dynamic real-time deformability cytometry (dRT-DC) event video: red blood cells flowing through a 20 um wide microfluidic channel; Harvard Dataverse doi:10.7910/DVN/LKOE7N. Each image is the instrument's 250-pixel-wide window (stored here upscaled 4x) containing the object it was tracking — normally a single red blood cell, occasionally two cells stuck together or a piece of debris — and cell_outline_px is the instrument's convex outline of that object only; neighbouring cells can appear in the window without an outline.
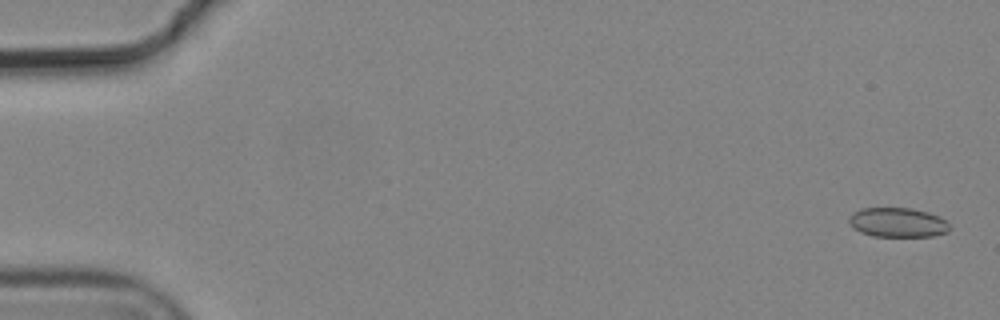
{"species": "common noctule bat (a hibernating species)", "species_latin": "Nyctalus noctula", "temperature_condition": "cold", "stored_images_in_passage": 7, "camera_frame_rate_fps": 3000, "um_per_image_px": 0.085, "animal": {"sex": "male", "body_mass_g": 19.2, "forearm_length_mm": 51.8}, "frame": {"image": 1, "passage_image": 1, "time_ms": 0.0, "image_size_px": [1000, 320], "cell_outline_px": [[952, 228], [948, 232], [932, 236], [872, 236], [860, 232], [848, 220], [852, 212], [860, 208], [912, 208], [928, 212], [940, 216]], "centroid_in_image_um": [76.33, 18.9], "position_along_channel_um": 8.7, "area_um2": 17.28}}
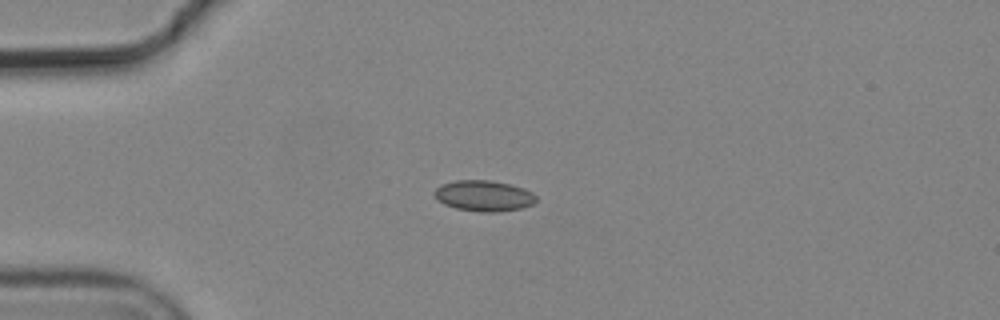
{"frame": {"image": 2, "passage_image": 5, "time_ms": 1.333, "image_size_px": [1000, 320], "cell_outline_px": [[536, 200], [532, 204], [520, 208], [496, 212], [480, 212], [456, 208], [444, 204], [436, 200], [432, 192], [440, 184], [456, 180], [492, 180], [524, 188], [532, 192], [536, 196]], "centroid_in_image_um": [41.07, 16.63], "position_along_channel_um": 43.9, "area_um2": 18.38}}
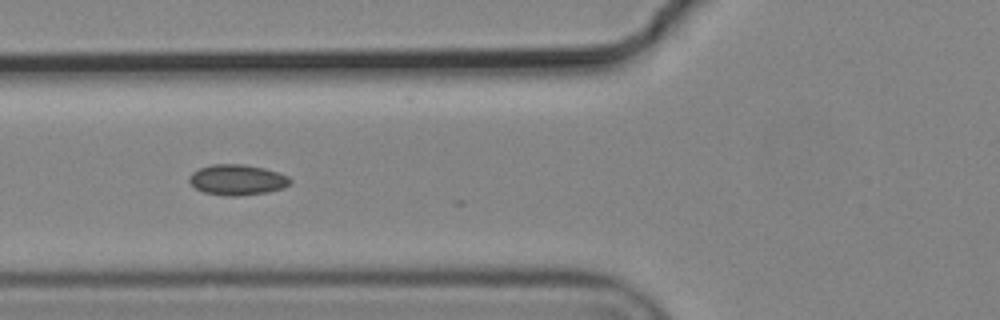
{"frame": {"image": 3, "passage_image": 7, "time_ms": 2.0, "image_size_px": [1000, 320], "cell_outline_px": [[292, 180], [284, 188], [268, 192], [236, 196], [224, 196], [204, 192], [196, 188], [188, 180], [192, 172], [200, 168], [212, 164], [244, 164], [264, 168], [288, 176]], "centroid_in_image_um": [20.16, 15.28], "position_along_channel_um": 105.6, "area_um2": 17.92}}